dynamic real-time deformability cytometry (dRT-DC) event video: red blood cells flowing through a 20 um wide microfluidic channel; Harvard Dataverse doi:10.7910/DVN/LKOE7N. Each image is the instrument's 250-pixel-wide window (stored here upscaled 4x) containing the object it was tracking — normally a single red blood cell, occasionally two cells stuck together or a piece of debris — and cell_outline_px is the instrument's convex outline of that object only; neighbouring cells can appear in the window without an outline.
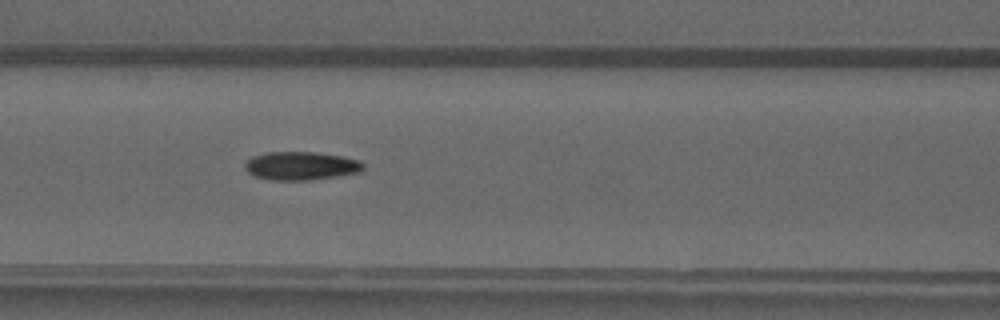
{"species": "common noctule bat (a hibernating species)", "species_latin": "Nyctalus noctula", "temperature_condition": "warm", "stored_images_in_passage": 5, "camera_frame_rate_fps": 3000, "um_per_image_px": 0.085, "animal": {"sex": "male", "forearm_length_mm": 52.5}, "frame": {"image": 1, "passage_image": 4, "time_ms": 4.0, "image_size_px": [1000, 320], "cell_outline_px": [[364, 168], [360, 172], [336, 176], [308, 180], [272, 180], [252, 176], [244, 168], [244, 164], [252, 156], [268, 152], [312, 152], [340, 156], [360, 160], [364, 164]], "centroid_in_image_um": [25.56, 14.1], "position_along_channel_um": 141.0, "area_um2": 19.54}}